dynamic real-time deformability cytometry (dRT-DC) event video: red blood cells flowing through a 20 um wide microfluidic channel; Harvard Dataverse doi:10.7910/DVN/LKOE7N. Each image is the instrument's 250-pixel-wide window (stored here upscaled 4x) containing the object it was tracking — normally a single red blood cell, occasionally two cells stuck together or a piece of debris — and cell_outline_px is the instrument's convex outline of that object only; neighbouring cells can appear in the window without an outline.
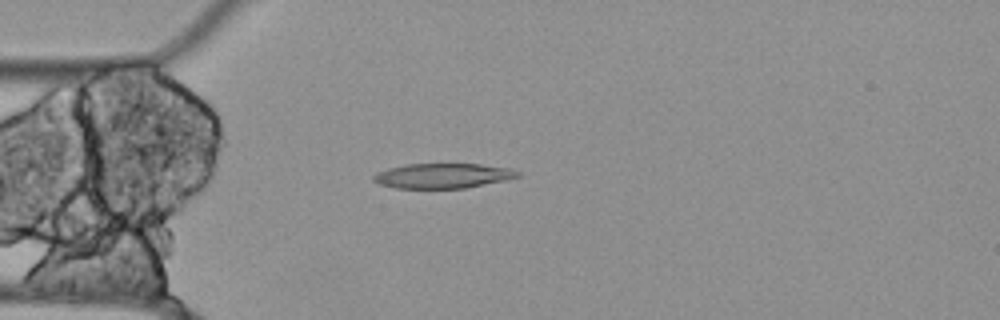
{"species": "Egyptian fruit bat (a non-hibernating species)", "species_latin": "Rousettus aegyptiacus", "temperature_condition": "cold", "stored_images_in_passage": 50, "camera_frame_rate_fps": 3000, "um_per_image_px": 0.085, "animal": {"sex": "female"}, "frame": {"image": 1, "passage_image": 9, "time_ms": 2.667, "image_size_px": [1000, 320], "cell_outline_px": [[520, 176], [508, 180], [464, 188], [396, 188], [380, 184], [372, 180], [372, 176], [376, 172], [388, 168], [404, 164], [480, 164], [512, 168], [520, 172]], "centroid_in_image_um": [37.65, 14.93], "position_along_channel_um": 47.3, "area_um2": 21.1}}
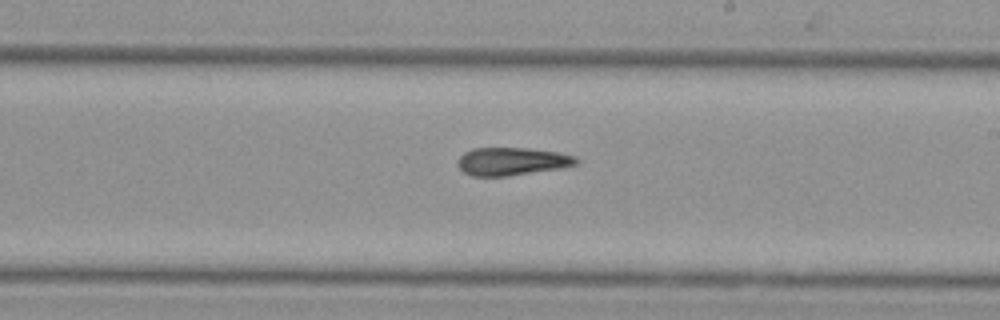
{"frame": {"image": 2, "passage_image": 26, "time_ms": 8.333, "image_size_px": [1000, 320], "cell_outline_px": [[580, 164], [560, 168], [508, 176], [472, 176], [464, 172], [456, 164], [460, 156], [464, 152], [472, 148], [528, 148], [556, 152], [576, 156], [580, 160]], "centroid_in_image_um": [43.52, 13.71], "position_along_channel_um": 245.5, "area_um2": 19.36}}
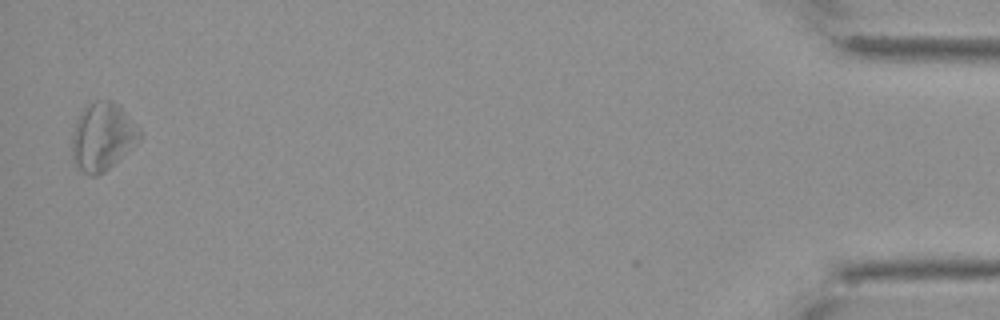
{"frame": {"image": 3, "passage_image": 49, "time_ms": 16.0, "image_size_px": [1000, 320], "cell_outline_px": [[140, 136], [104, 172], [96, 176], [88, 176], [72, 160], [72, 136], [76, 120], [80, 112], [88, 104], [96, 100], [112, 100], [120, 104], [140, 128]], "centroid_in_image_um": [8.67, 11.56], "position_along_channel_um": 426.5, "area_um2": 26.3}}